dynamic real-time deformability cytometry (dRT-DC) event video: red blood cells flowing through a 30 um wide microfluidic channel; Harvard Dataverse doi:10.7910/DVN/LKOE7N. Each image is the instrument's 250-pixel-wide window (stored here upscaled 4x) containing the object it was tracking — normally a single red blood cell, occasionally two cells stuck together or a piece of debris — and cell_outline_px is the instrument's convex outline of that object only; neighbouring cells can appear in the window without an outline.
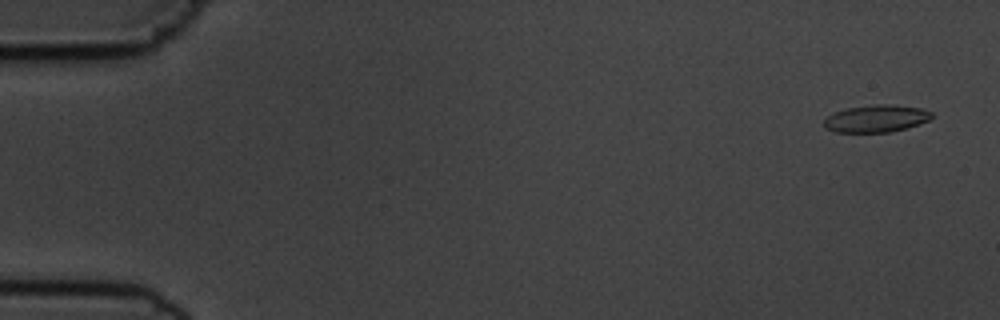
{"species": "common noctule bat (a hibernating species)", "species_latin": "Nyctalus noctula", "temperature_condition": "cold", "stored_images_in_passage": 54, "camera_frame_rate_fps": 3000, "um_per_image_px": 0.085, "animal": {"sex": "male", "body_mass_g": 19.5, "forearm_length_mm": 54.6}, "frame": {"image": 1, "passage_image": 1, "time_ms": 0.0, "image_size_px": [1000, 320], "cell_outline_px": [[932, 116], [928, 120], [920, 124], [908, 128], [888, 132], [836, 132], [828, 128], [824, 124], [824, 120], [828, 116], [836, 112], [848, 108], [876, 104], [884, 104], [920, 108], [932, 112]], "centroid_in_image_um": [74.5, 10.08], "position_along_channel_um": 10.5, "area_um2": 16.82}}
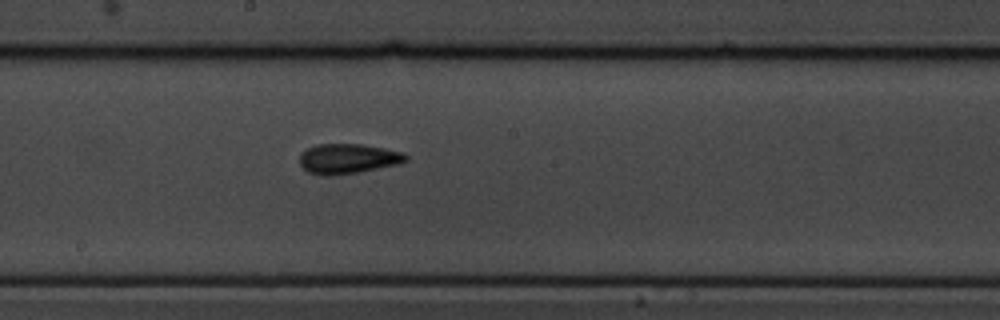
{"frame": {"image": 2, "passage_image": 29, "time_ms": 9.333, "image_size_px": [1000, 320], "cell_outline_px": [[408, 160], [400, 164], [360, 172], [332, 176], [324, 176], [308, 172], [300, 164], [300, 156], [308, 148], [316, 144], [360, 144], [384, 148], [404, 152], [408, 156]], "centroid_in_image_um": [29.62, 13.5], "position_along_channel_um": 218.6, "area_um2": 18.67}}
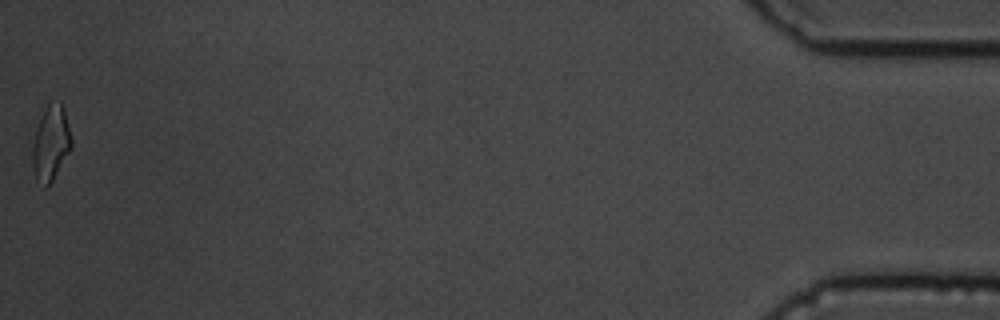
{"frame": {"image": 3, "passage_image": 54, "time_ms": 17.667, "image_size_px": [1000, 320], "cell_outline_px": [[72, 148], [48, 188], [44, 188], [36, 180], [32, 168], [28, 140], [48, 104], [60, 100], [64, 108], [72, 140]], "centroid_in_image_um": [4.25, 12.22], "position_along_channel_um": 431.0, "area_um2": 18.03}, "authors_computed_cell_mechanics": {"area_um2": 17.4556, "velocity_mm_per_s": 3.6592, "shape_relaxation_time_tau1_ms": 5.3806, "shape_relaxation_time_tau2_ms": 3.4974, "deformation_change_tau1": 0.1336, "deformation_change_tau2": 0.1069}}